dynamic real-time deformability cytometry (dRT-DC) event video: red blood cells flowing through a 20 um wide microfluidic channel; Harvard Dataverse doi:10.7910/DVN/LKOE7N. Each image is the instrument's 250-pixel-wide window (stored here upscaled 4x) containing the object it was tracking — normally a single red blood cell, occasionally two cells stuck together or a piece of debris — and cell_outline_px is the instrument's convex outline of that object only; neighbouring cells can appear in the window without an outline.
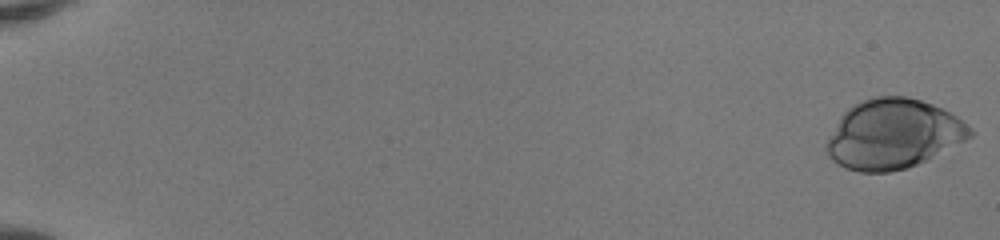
{"species": "human", "species_latin": "Homo sapiens", "temperature_condition": "room temperature", "stored_images_in_passage": 51, "camera_frame_rate_fps": 3000, "um_per_image_px": 0.085, "donor": {"sex": "female"}, "frame": {"image": 1, "passage_image": 1, "time_ms": 0.0, "image_size_px": [1000, 240], "cell_outline_px": [[976, 132], [972, 136], [916, 164], [904, 168], [888, 172], [860, 172], [844, 168], [832, 160], [828, 156], [824, 144], [840, 116], [848, 108], [864, 100], [876, 96], [904, 96], [920, 100], [932, 104], [956, 116], [972, 128]], "centroid_in_image_um": [75.87, 11.4], "position_along_channel_um": 9.1, "area_um2": 57.63}}
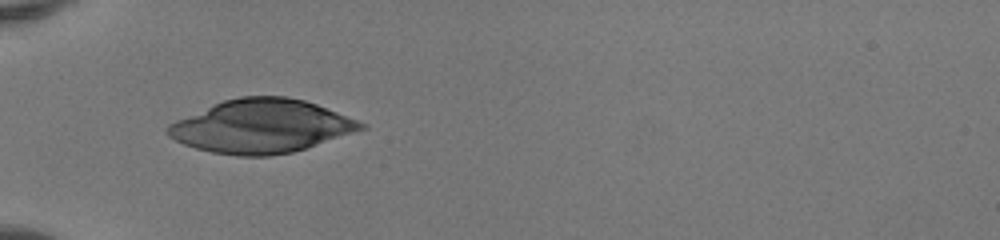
{"frame": {"image": 2, "passage_image": 19, "time_ms": 6.0, "image_size_px": [1000, 240], "cell_outline_px": [[368, 128], [292, 152], [268, 156], [236, 156], [212, 152], [196, 148], [184, 144], [168, 136], [164, 132], [168, 124], [176, 120], [224, 100], [240, 96], [288, 96], [304, 100], [316, 104], [368, 124]], "centroid_in_image_um": [22.21, 10.73], "position_along_channel_um": 62.8, "area_um2": 59.88}}
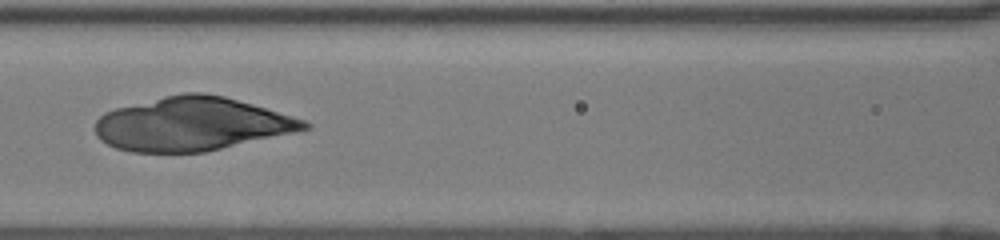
{"frame": {"image": 3, "passage_image": 26, "time_ms": 8.333, "image_size_px": [1000, 240], "cell_outline_px": [[312, 128], [296, 132], [204, 152], [132, 152], [116, 148], [100, 140], [96, 136], [96, 120], [104, 112], [116, 108], [164, 96], [184, 92], [204, 92], [224, 96], [252, 104], [292, 116], [304, 120], [312, 124]], "centroid_in_image_um": [16.31, 10.54], "position_along_channel_um": 150.3, "area_um2": 65.08}}